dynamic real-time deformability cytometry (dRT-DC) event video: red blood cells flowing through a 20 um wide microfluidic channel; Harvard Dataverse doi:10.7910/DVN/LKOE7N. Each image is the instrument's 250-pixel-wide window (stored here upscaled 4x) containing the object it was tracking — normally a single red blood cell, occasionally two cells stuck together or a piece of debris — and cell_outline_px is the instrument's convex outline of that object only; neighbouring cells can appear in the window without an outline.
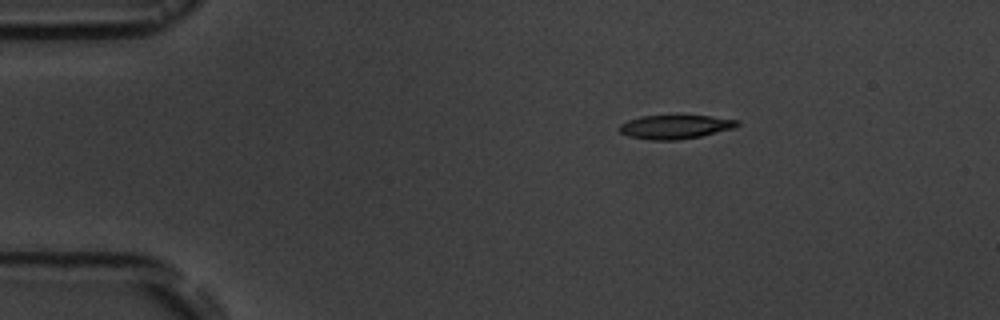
{"species": "common noctule bat (a hibernating species)", "species_latin": "Nyctalus noctula", "temperature_condition": "room temperature", "stored_images_in_passage": 2, "camera_frame_rate_fps": 3000, "um_per_image_px": 0.085, "animal": {"sex": "male", "body_mass_g": 19.5, "forearm_length_mm": 54.6}, "frame": {"image": 1, "passage_image": 2, "time_ms": 1.333, "image_size_px": [1000, 320], "cell_outline_px": [[740, 124], [736, 128], [700, 136], [676, 140], [652, 140], [628, 136], [620, 132], [620, 124], [628, 120], [640, 116], [712, 116], [740, 120]], "centroid_in_image_um": [57.43, 10.78], "position_along_channel_um": 27.6, "area_um2": 16.36}}